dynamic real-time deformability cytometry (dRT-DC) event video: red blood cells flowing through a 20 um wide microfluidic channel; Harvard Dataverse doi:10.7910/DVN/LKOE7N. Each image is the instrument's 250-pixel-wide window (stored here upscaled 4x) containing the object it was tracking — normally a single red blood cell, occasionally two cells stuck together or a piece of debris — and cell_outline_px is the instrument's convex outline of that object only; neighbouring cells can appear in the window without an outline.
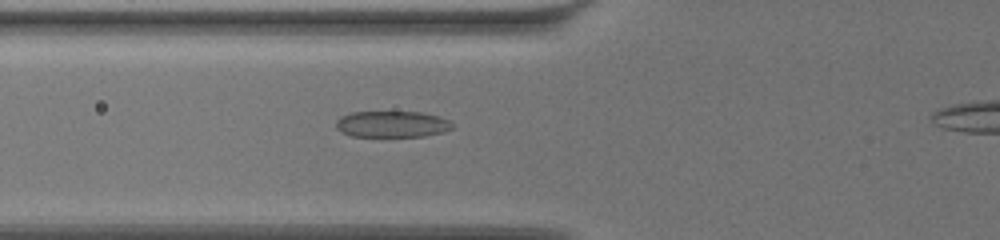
{"species": "common noctule bat (a hibernating species)", "species_latin": "Nyctalus noctula", "temperature_condition": "warm", "stored_images_in_passage": 35, "camera_frame_rate_fps": 3000, "um_per_image_px": 0.085, "animal": {"sex": "female", "body_mass_g": 19.5, "forearm_length_mm": 54.1}, "frame": {"image": 1, "passage_image": 3, "time_ms": 0.667, "image_size_px": [1000, 240], "cell_outline_px": [[452, 128], [444, 132], [424, 136], [352, 136], [336, 128], [336, 120], [340, 116], [352, 112], [420, 112], [436, 116], [448, 120], [452, 124]], "centroid_in_image_um": [33.3, 10.55], "position_along_channel_um": 92.5, "area_um2": 17.63}}
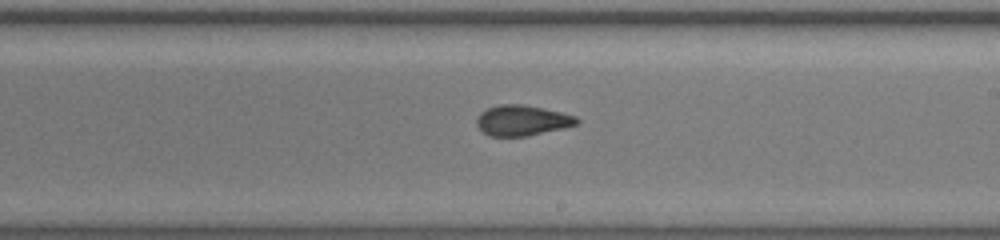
{"frame": {"image": 2, "passage_image": 16, "time_ms": 5.0, "image_size_px": [1000, 240], "cell_outline_px": [[580, 124], [564, 128], [528, 136], [488, 136], [476, 124], [476, 120], [480, 112], [488, 108], [500, 104], [524, 104], [544, 108], [576, 116], [580, 120]], "centroid_in_image_um": [44.41, 10.23], "position_along_channel_um": 244.6, "area_um2": 17.92}}
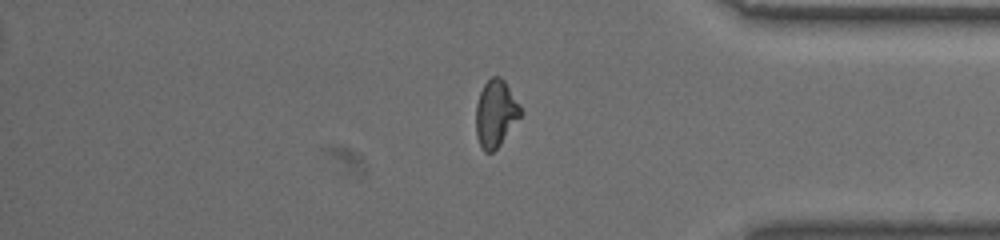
{"frame": {"image": 3, "passage_image": 30, "time_ms": 9.667, "image_size_px": [1000, 240], "cell_outline_px": [[524, 112], [500, 144], [492, 152], [484, 152], [476, 136], [476, 104], [480, 92], [484, 84], [492, 76], [500, 76], [504, 80], [520, 104]], "centroid_in_image_um": [42.14, 9.63], "position_along_channel_um": 393.1, "area_um2": 17.46}}